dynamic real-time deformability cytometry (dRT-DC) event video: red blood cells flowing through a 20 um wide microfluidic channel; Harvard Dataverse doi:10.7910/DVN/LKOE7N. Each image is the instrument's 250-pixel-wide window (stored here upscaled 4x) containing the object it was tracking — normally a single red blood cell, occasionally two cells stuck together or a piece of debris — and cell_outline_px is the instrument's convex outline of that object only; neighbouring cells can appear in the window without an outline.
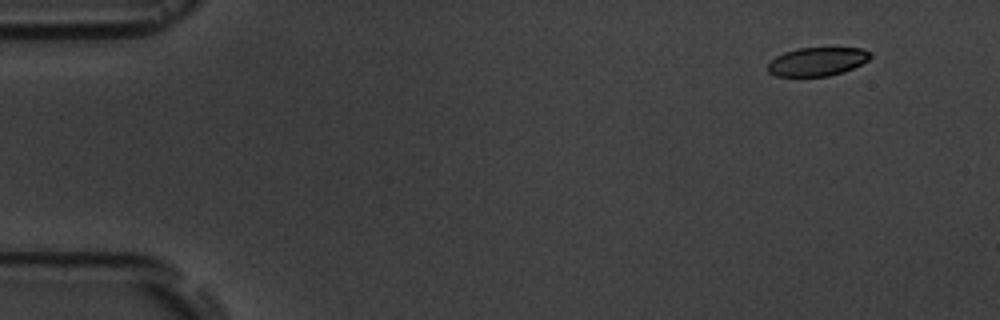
{"species": "common noctule bat (a hibernating species)", "species_latin": "Nyctalus noctula", "temperature_condition": "room temperature", "stored_images_in_passage": 11, "camera_frame_rate_fps": 3000, "um_per_image_px": 0.085, "animal": {"sex": "male", "body_mass_g": 19.5, "forearm_length_mm": 54.6}, "frame": {"image": 1, "passage_image": 2, "time_ms": 1.333, "image_size_px": [1000, 320], "cell_outline_px": [[872, 56], [868, 60], [844, 72], [828, 76], [776, 76], [768, 72], [768, 64], [776, 56], [784, 52], [796, 48], [860, 48], [872, 52]], "centroid_in_image_um": [69.47, 5.23], "position_along_channel_um": 15.5, "area_um2": 17.05}}
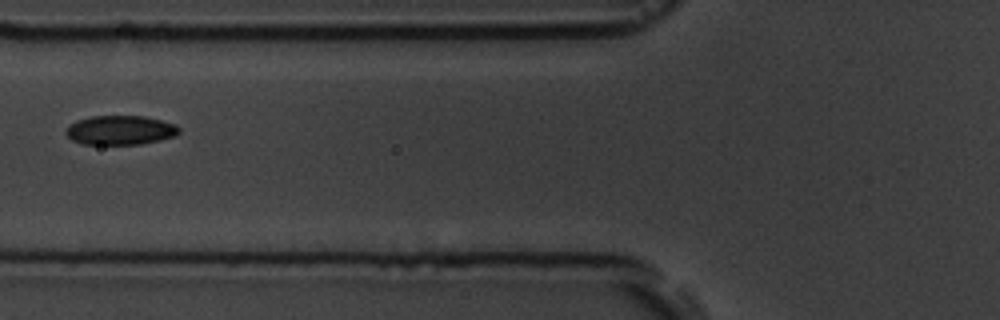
{"frame": {"image": 2, "passage_image": 7, "time_ms": 7.0, "image_size_px": [1000, 320], "cell_outline_px": [[180, 132], [176, 136], [160, 140], [140, 144], [80, 144], [72, 140], [64, 132], [68, 124], [76, 120], [92, 116], [144, 116], [176, 124], [180, 128]], "centroid_in_image_um": [10.21, 11.06], "position_along_channel_um": 115.6, "area_um2": 19.48}}
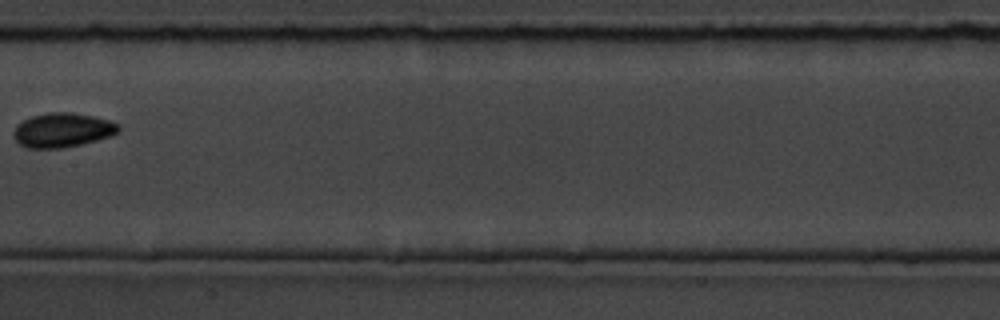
{"frame": {"image": 3, "passage_image": 9, "time_ms": 9.333, "image_size_px": [1000, 320], "cell_outline_px": [[120, 128], [116, 132], [108, 136], [96, 140], [80, 144], [60, 148], [28, 148], [20, 144], [12, 136], [12, 132], [16, 124], [32, 116], [48, 112], [72, 112], [112, 120], [120, 124]], "centroid_in_image_um": [5.28, 11.04], "position_along_channel_um": 202.1, "area_um2": 20.98}}